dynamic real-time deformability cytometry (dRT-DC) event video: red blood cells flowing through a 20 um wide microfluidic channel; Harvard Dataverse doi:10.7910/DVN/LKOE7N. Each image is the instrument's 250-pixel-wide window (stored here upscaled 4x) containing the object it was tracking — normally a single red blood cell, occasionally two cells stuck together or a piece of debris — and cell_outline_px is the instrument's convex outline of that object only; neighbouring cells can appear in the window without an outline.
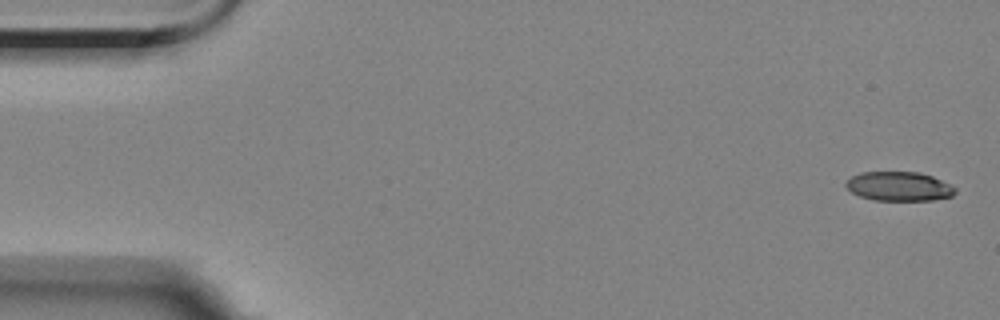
{"species": "Egyptian fruit bat (a non-hibernating species)", "species_latin": "Rousettus aegyptiacus", "temperature_condition": "room temperature", "stored_images_in_passage": 7, "camera_frame_rate_fps": 3000, "um_per_image_px": 0.085, "animal": {"sex": "female"}, "frame": {"image": 1, "passage_image": 1, "time_ms": 0.0, "image_size_px": [1000, 320], "cell_outline_px": [[956, 192], [952, 196], [932, 200], [872, 200], [860, 196], [852, 192], [844, 184], [852, 176], [860, 172], [920, 172], [932, 176], [956, 188]], "centroid_in_image_um": [76.41, 15.84], "position_along_channel_um": 8.6, "area_um2": 18.5}}